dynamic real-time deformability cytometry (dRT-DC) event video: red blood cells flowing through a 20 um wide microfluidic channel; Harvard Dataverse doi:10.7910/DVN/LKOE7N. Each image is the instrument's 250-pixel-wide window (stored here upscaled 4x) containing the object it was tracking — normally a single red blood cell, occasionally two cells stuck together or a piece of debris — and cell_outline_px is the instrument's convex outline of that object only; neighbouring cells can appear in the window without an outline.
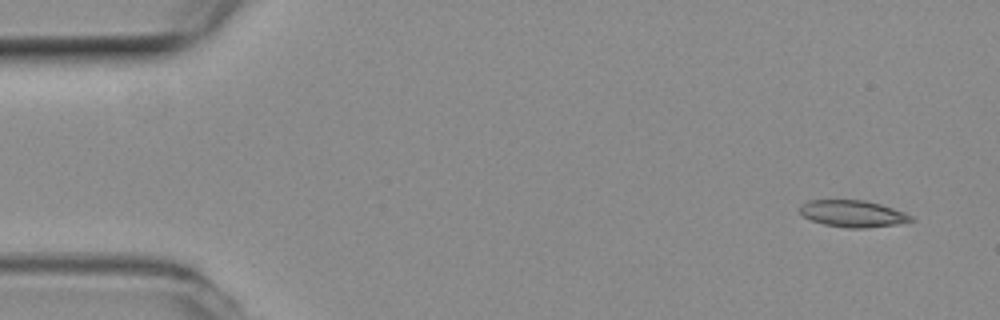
{"species": "common noctule bat (a hibernating species)", "species_latin": "Nyctalus noctula", "temperature_condition": "room temperature", "stored_images_in_passage": 5, "camera_frame_rate_fps": 3000, "um_per_image_px": 0.085, "animal": {"sex": "female", "body_mass_g": 19.3, "forearm_length_mm": 54.1}, "frame": {"image": 1, "passage_image": 1, "time_ms": 0.0, "image_size_px": [1000, 320], "cell_outline_px": [[916, 220], [896, 224], [864, 228], [848, 228], [824, 224], [812, 220], [804, 216], [800, 212], [800, 204], [808, 200], [864, 200], [880, 204], [904, 212], [912, 216]], "centroid_in_image_um": [72.48, 18.15], "position_along_channel_um": 12.5, "area_um2": 17.22}}
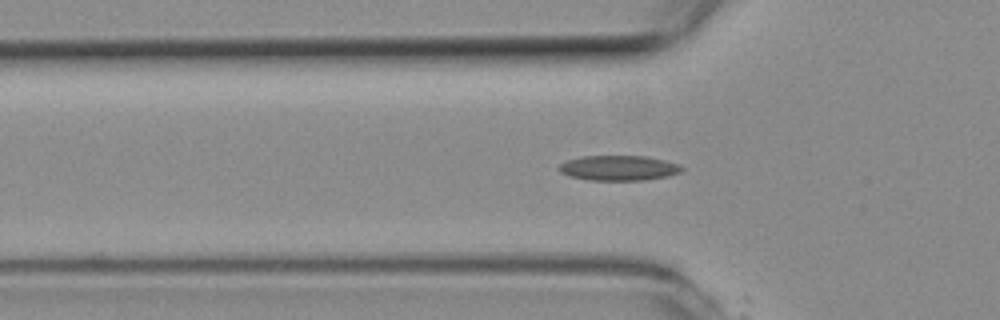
{"frame": {"image": 2, "passage_image": 5, "time_ms": 1.333, "image_size_px": [1000, 320], "cell_outline_px": [[684, 172], [668, 176], [644, 180], [588, 180], [568, 176], [560, 172], [556, 168], [560, 164], [568, 160], [580, 156], [644, 156], [664, 160], [680, 164], [684, 168]], "centroid_in_image_um": [52.6, 14.28], "position_along_channel_um": 73.2, "area_um2": 18.15}}